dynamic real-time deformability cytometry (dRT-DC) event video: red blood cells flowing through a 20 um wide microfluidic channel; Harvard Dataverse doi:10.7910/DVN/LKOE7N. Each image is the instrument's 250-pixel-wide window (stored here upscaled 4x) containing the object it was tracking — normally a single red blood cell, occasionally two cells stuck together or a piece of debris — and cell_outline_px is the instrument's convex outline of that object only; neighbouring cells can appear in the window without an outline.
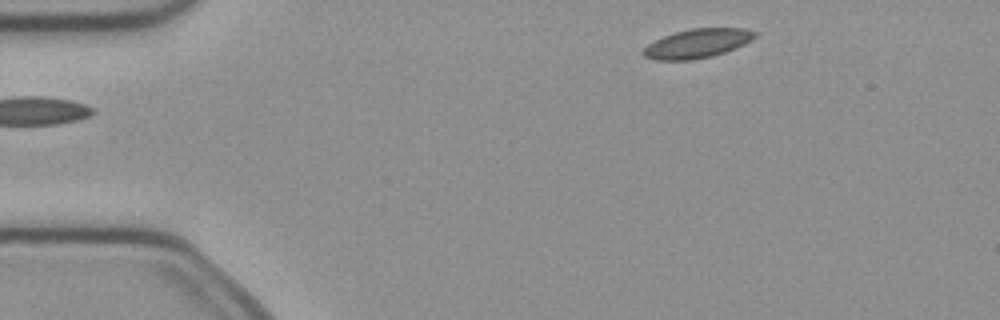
{"species": "common noctule bat (a hibernating species)", "species_latin": "Nyctalus noctula", "temperature_condition": "cold", "stored_images_in_passage": 3, "camera_frame_rate_fps": 3000, "um_per_image_px": 0.085, "animal": {"sex": "female", "body_mass_g": 21.9}, "frame": {"image": 1, "passage_image": 1, "time_ms": 0.0, "image_size_px": [1000, 320], "cell_outline_px": [[760, 32], [752, 40], [736, 48], [712, 56], [692, 60], [656, 60], [644, 56], [640, 52], [648, 44], [664, 36], [676, 32], [692, 28], [744, 28]], "centroid_in_image_um": [59.3, 3.69], "position_along_channel_um": 25.7, "area_um2": 18.96}}
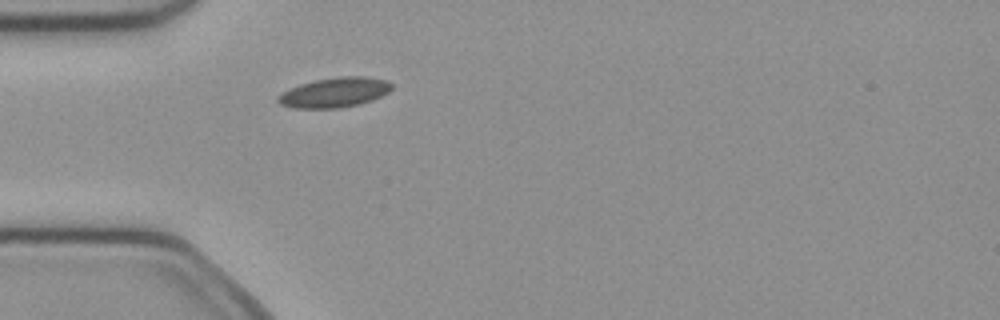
{"frame": {"image": 2, "passage_image": 3, "time_ms": 0.667, "image_size_px": [1000, 320], "cell_outline_px": [[392, 88], [388, 92], [372, 100], [360, 104], [340, 108], [292, 108], [280, 104], [276, 100], [276, 96], [300, 84], [316, 80], [340, 76], [368, 76], [388, 80], [392, 84]], "centroid_in_image_um": [28.46, 7.86], "position_along_channel_um": 56.5, "area_um2": 19.83}}